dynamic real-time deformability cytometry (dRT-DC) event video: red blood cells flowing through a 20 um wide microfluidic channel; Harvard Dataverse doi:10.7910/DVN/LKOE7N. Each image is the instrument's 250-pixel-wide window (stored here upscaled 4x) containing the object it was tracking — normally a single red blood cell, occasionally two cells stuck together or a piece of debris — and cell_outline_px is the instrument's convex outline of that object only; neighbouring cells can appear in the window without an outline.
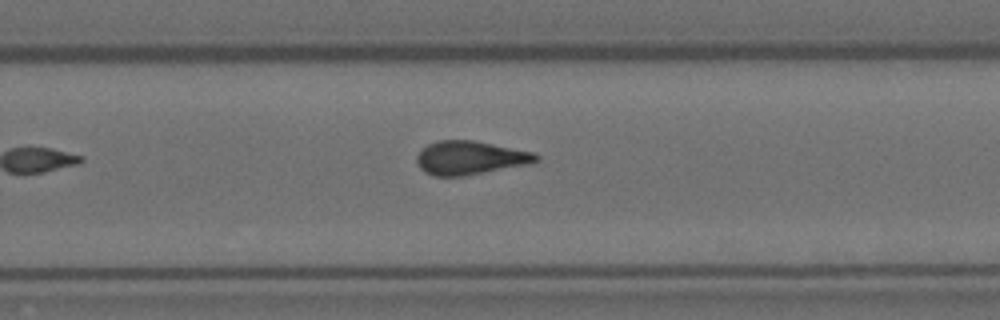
{"species": "Egyptian fruit bat (a non-hibernating species)", "species_latin": "Rousettus aegyptiacus", "temperature_condition": "room temperature", "stored_images_in_passage": 7, "camera_frame_rate_fps": 3000, "um_per_image_px": 0.085, "animal": {"sex": "female"}, "frame": {"image": 1, "passage_image": 7, "time_ms": 2.0, "image_size_px": [1000, 320], "cell_outline_px": [[540, 160], [532, 164], [460, 176], [432, 176], [424, 172], [420, 168], [416, 160], [416, 156], [420, 148], [436, 140], [472, 140], [532, 152], [540, 156]], "centroid_in_image_um": [39.93, 13.41], "position_along_channel_um": 289.9, "area_um2": 23.47}}